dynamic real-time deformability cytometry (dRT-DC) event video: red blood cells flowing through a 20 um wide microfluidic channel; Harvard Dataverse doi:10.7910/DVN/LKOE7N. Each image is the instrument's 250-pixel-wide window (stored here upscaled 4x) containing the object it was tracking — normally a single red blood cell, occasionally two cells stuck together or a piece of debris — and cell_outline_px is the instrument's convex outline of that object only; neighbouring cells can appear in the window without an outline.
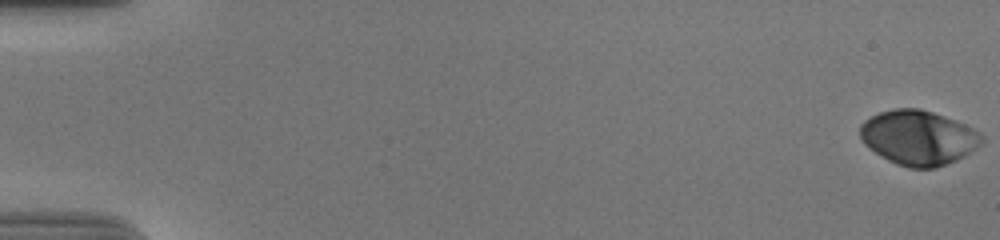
{"species": "human", "species_latin": "Homo sapiens", "temperature_condition": "cold", "stored_images_in_passage": 57, "camera_frame_rate_fps": 3000, "um_per_image_px": 0.085, "donor": {"sex": "male"}, "frame": {"image": 1, "passage_image": 1, "time_ms": 0.0, "image_size_px": [1000, 240], "cell_outline_px": [[984, 144], [964, 156], [956, 160], [936, 168], [908, 168], [896, 164], [880, 156], [864, 144], [860, 136], [860, 124], [864, 120], [880, 112], [892, 108], [920, 108], [956, 120], [980, 132], [984, 136]], "centroid_in_image_um": [78.08, 11.7], "position_along_channel_um": 6.9, "area_um2": 39.07}}
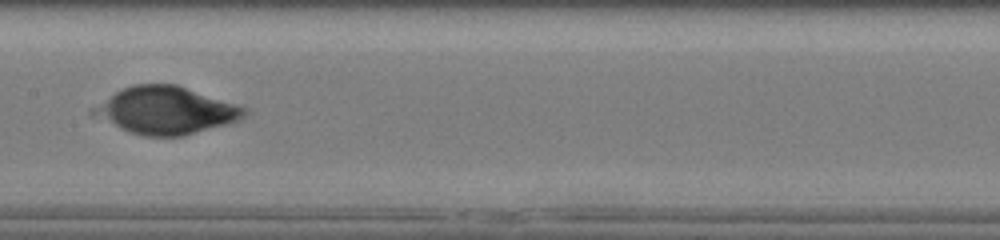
{"frame": {"image": 2, "passage_image": 31, "time_ms": 10.0, "image_size_px": [1000, 240], "cell_outline_px": [[248, 112], [240, 120], [184, 136], [144, 136], [120, 128], [108, 116], [104, 104], [116, 92], [132, 84], [176, 84], [248, 108]], "centroid_in_image_um": [14.4, 9.38], "position_along_channel_um": 193.0, "area_um2": 39.13}}
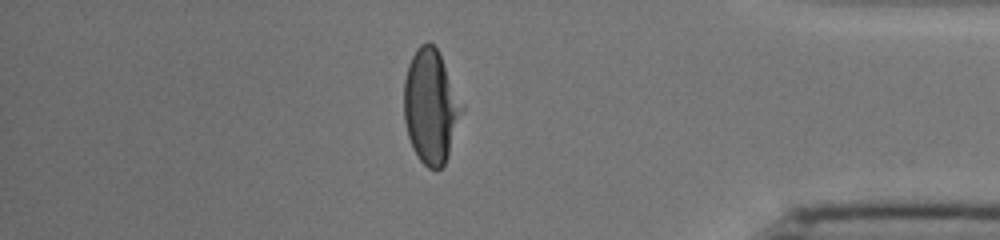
{"frame": {"image": 3, "passage_image": 50, "time_ms": 16.333, "image_size_px": [1000, 240], "cell_outline_px": [[464, 108], [444, 164], [436, 172], [428, 168], [420, 160], [412, 148], [408, 136], [404, 120], [404, 80], [408, 64], [416, 48], [420, 44], [428, 40], [436, 48], [464, 104]], "centroid_in_image_um": [36.6, 9.04], "position_along_channel_um": 398.6, "area_um2": 38.38}, "authors_computed_cell_mechanics": {"area_um2": 39.015, "velocity_mm_per_s": 3.6814, "shape_relaxation_time_tau1_ms": 5.3975, "shape_relaxation_time_tau2_ms": null, "deformation_change_tau1": 0.2072, "deformation_change_tau2": null}}